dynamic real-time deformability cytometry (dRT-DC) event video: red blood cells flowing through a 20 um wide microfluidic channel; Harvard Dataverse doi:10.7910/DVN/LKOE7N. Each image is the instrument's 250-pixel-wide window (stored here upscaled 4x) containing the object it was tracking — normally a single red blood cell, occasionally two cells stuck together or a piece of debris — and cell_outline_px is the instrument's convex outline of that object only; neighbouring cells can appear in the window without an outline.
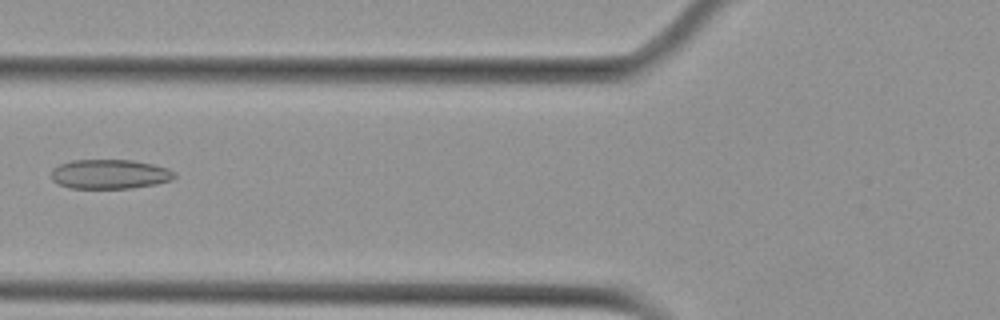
{"species": "Egyptian fruit bat (a non-hibernating species)", "species_latin": "Rousettus aegyptiacus", "temperature_condition": "cold", "stored_images_in_passage": 2, "camera_frame_rate_fps": 3000, "um_per_image_px": 0.085, "animal": {"sex": "female"}, "frame": {"image": 1, "passage_image": 2, "time_ms": 1.333, "image_size_px": [1000, 320], "cell_outline_px": [[176, 176], [172, 180], [156, 184], [132, 188], [72, 188], [60, 184], [52, 180], [52, 168], [60, 164], [72, 160], [132, 160], [152, 164], [168, 168], [176, 172]], "centroid_in_image_um": [9.36, 14.8], "position_along_channel_um": 116.4, "area_um2": 21.15}}